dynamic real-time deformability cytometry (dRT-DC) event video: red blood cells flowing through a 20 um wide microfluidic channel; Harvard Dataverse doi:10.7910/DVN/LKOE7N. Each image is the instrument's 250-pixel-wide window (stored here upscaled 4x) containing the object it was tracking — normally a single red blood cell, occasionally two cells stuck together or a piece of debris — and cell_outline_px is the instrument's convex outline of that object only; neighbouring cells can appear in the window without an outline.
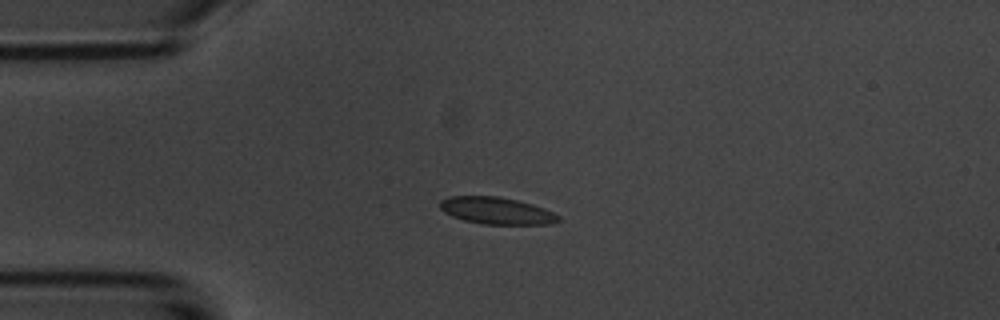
{"species": "common noctule bat (a hibernating species)", "species_latin": "Nyctalus noctula", "temperature_condition": "room temperature", "stored_images_in_passage": 5, "camera_frame_rate_fps": 3000, "um_per_image_px": 0.085, "animal": {"sex": "male", "body_mass_g": 20.1, "forearm_length_mm": 53.5}, "frame": {"image": 1, "passage_image": 3, "time_ms": 2.333, "image_size_px": [1000, 320], "cell_outline_px": [[560, 220], [548, 224], [480, 224], [464, 220], [452, 216], [444, 212], [440, 208], [440, 200], [448, 196], [496, 196], [516, 200], [532, 204], [544, 208], [560, 216]], "centroid_in_image_um": [42.18, 17.91], "position_along_channel_um": 42.8, "area_um2": 18.55}}
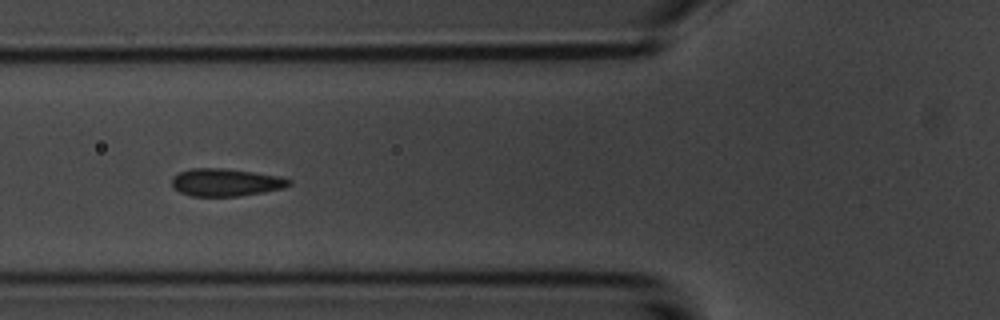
{"frame": {"image": 2, "passage_image": 5, "time_ms": 4.667, "image_size_px": [1000, 320], "cell_outline_px": [[292, 184], [284, 188], [264, 192], [240, 196], [192, 196], [180, 192], [172, 188], [172, 176], [180, 172], [192, 168], [224, 168], [280, 176], [292, 180]], "centroid_in_image_um": [19.2, 15.5], "position_along_channel_um": 106.6, "area_um2": 18.96}}